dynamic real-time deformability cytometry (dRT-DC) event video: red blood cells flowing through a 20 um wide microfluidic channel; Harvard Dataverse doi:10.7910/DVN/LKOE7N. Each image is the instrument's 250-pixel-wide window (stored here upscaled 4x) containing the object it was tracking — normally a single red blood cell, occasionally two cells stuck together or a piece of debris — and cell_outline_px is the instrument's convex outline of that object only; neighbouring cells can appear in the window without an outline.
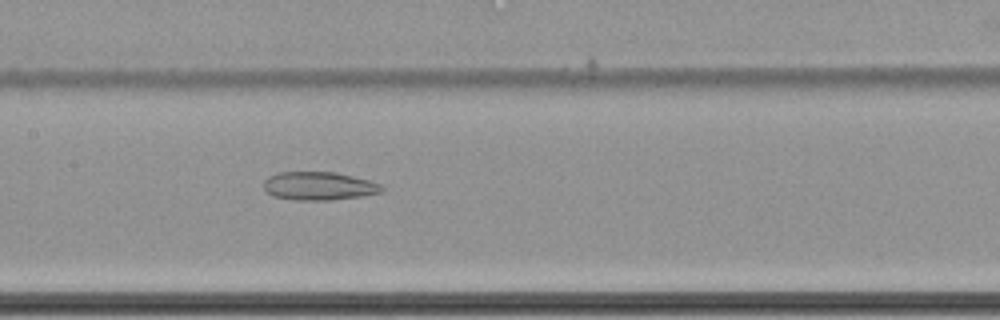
{"species": "common noctule bat (a hibernating species)", "species_latin": "Nyctalus noctula", "temperature_condition": "cold", "stored_images_in_passage": 63, "camera_frame_rate_fps": 3000, "um_per_image_px": 0.085, "animal": {"sex": "female", "body_mass_g": 22.7, "forearm_length_mm": 54.2}, "frame": {"image": 1, "passage_image": 34, "time_ms": 11.0, "image_size_px": [1000, 320], "cell_outline_px": [[384, 192], [360, 196], [328, 200], [292, 200], [272, 196], [264, 188], [264, 180], [268, 176], [280, 172], [336, 172], [368, 180], [380, 184], [384, 188]], "centroid_in_image_um": [27.09, 15.81], "position_along_channel_um": 180.3, "area_um2": 19.48}}
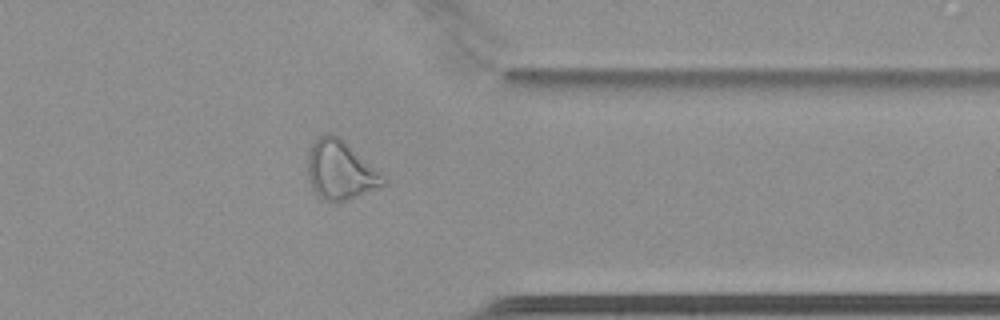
{"frame": {"image": 2, "passage_image": 52, "time_ms": 17.0, "image_size_px": [1000, 320], "cell_outline_px": [[388, 180], [384, 184], [356, 196], [344, 200], [328, 200], [320, 196], [312, 188], [308, 176], [308, 152], [312, 144], [324, 132], [332, 132], [380, 172]], "centroid_in_image_um": [28.9, 14.43], "position_along_channel_um": 382.5, "area_um2": 25.03}}
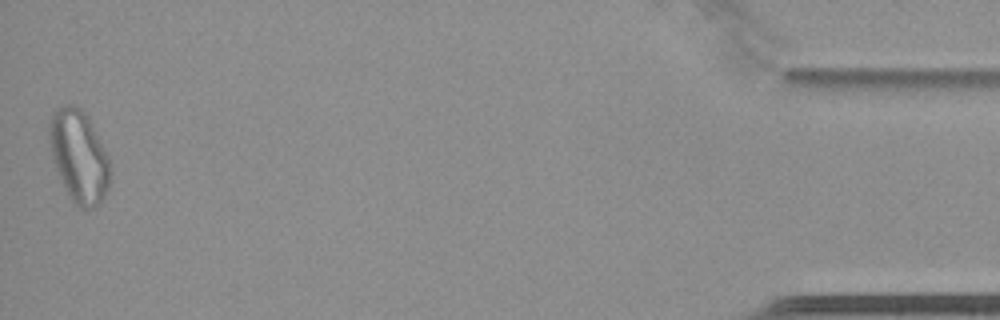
{"frame": {"image": 3, "passage_image": 63, "time_ms": 20.667, "image_size_px": [1000, 320], "cell_outline_px": [[108, 188], [104, 196], [92, 208], [80, 208], [68, 196], [60, 180], [52, 156], [48, 136], [48, 124], [52, 112], [56, 108], [68, 104], [76, 104], [88, 116], [108, 156]], "centroid_in_image_um": [6.66, 13.23], "position_along_channel_um": 428.5, "area_um2": 32.43}, "authors_computed_cell_mechanics": {"area_um2": 28.3798, "velocity_mm_per_s": 3.4549, "shape_relaxation_time_tau1_ms": null, "shape_relaxation_time_tau2_ms": 7.2537, "deformation_change_tau1": null, "deformation_change_tau2": 0.1625}}